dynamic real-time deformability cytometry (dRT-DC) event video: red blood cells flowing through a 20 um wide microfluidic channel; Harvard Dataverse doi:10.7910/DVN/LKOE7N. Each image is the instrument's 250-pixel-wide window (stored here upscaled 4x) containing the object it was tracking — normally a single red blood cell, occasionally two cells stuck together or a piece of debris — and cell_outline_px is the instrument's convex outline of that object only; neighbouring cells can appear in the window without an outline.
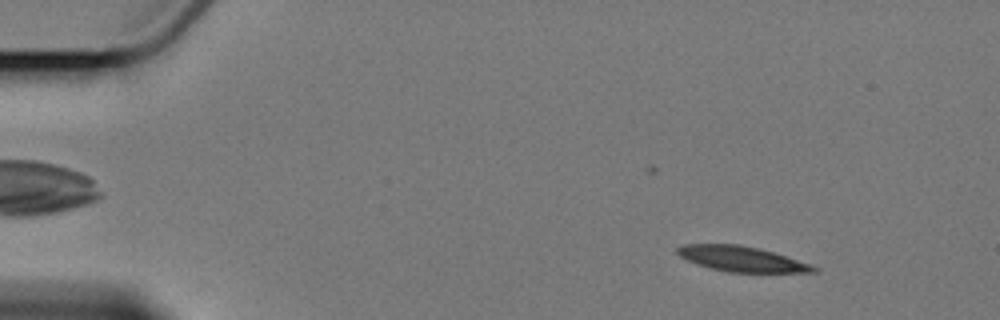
{"species": "Egyptian fruit bat (a non-hibernating species)", "species_latin": "Rousettus aegyptiacus", "temperature_condition": "cold", "stored_images_in_passage": 8, "camera_frame_rate_fps": 3000, "um_per_image_px": 0.085, "animal": {"sex": "female"}, "frame": {"image": 1, "passage_image": 3, "time_ms": 2.333, "image_size_px": [1000, 320], "cell_outline_px": [[820, 268], [816, 272], [728, 272], [712, 268], [688, 260], [680, 256], [676, 252], [676, 248], [680, 244], [736, 244], [756, 248], [772, 252], [812, 264]], "centroid_in_image_um": [63.05, 22.0], "position_along_channel_um": 22.0, "area_um2": 19.77}}
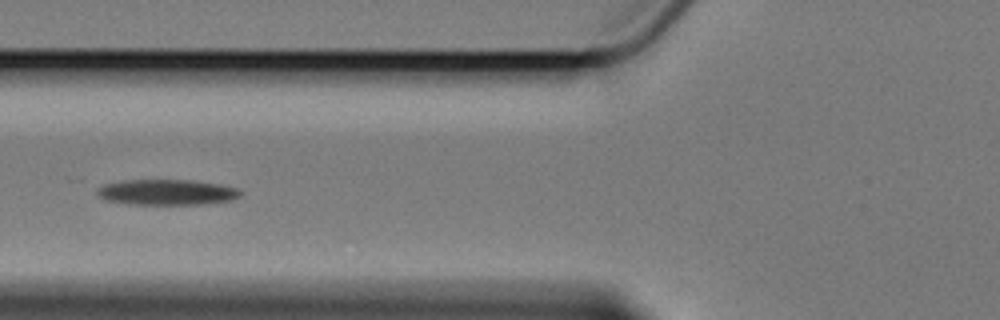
{"frame": {"image": 2, "passage_image": 7, "time_ms": 7.667, "image_size_px": [1000, 320], "cell_outline_px": [[240, 196], [232, 200], [204, 204], [132, 204], [104, 200], [96, 192], [104, 184], [124, 180], [188, 180], [220, 184], [236, 188], [240, 192]], "centroid_in_image_um": [14.18, 16.34], "position_along_channel_um": 111.6, "area_um2": 21.15}}
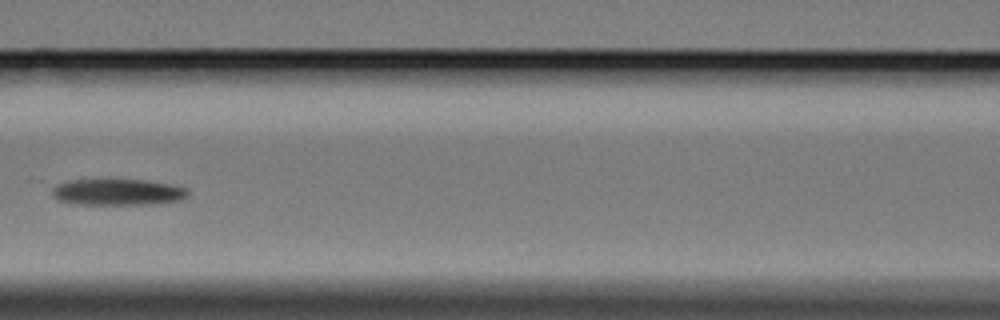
{"frame": {"image": 3, "passage_image": 8, "time_ms": 9.0, "image_size_px": [1000, 320], "cell_outline_px": [[188, 196], [180, 200], [152, 204], [72, 204], [56, 200], [52, 196], [52, 188], [56, 184], [68, 180], [144, 180], [168, 184], [188, 188]], "centroid_in_image_um": [9.95, 16.33], "position_along_channel_um": 156.6, "area_um2": 20.87}}